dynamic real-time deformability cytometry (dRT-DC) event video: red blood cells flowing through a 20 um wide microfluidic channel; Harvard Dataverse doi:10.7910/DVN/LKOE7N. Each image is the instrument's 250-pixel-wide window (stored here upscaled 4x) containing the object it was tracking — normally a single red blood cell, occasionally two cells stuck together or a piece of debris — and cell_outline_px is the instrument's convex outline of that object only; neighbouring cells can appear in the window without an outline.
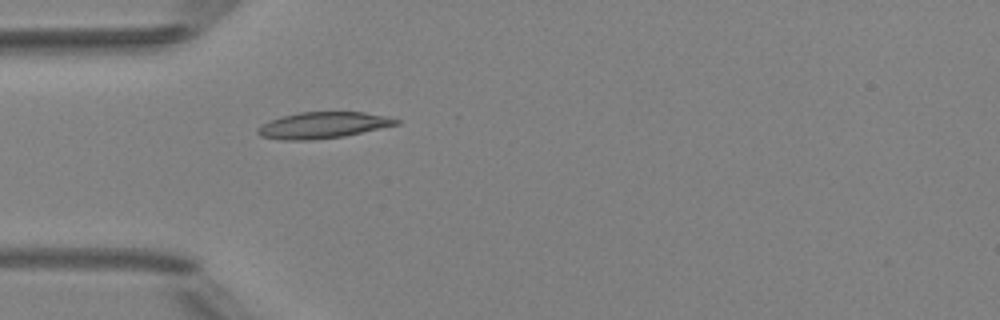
{"species": "Egyptian fruit bat (a non-hibernating species)", "species_latin": "Rousettus aegyptiacus", "temperature_condition": "room temperature", "stored_images_in_passage": 1, "camera_frame_rate_fps": 3000, "um_per_image_px": 0.085, "animal": {"sex": "female"}, "frame": {"image": 1, "passage_image": 1, "time_ms": 0.0, "image_size_px": [1000, 320], "cell_outline_px": [[400, 124], [344, 136], [312, 140], [280, 140], [260, 136], [256, 132], [256, 128], [272, 120], [284, 116], [300, 112], [364, 112], [384, 116], [400, 120]], "centroid_in_image_um": [27.45, 10.65], "position_along_channel_um": 57.6, "area_um2": 21.04}}